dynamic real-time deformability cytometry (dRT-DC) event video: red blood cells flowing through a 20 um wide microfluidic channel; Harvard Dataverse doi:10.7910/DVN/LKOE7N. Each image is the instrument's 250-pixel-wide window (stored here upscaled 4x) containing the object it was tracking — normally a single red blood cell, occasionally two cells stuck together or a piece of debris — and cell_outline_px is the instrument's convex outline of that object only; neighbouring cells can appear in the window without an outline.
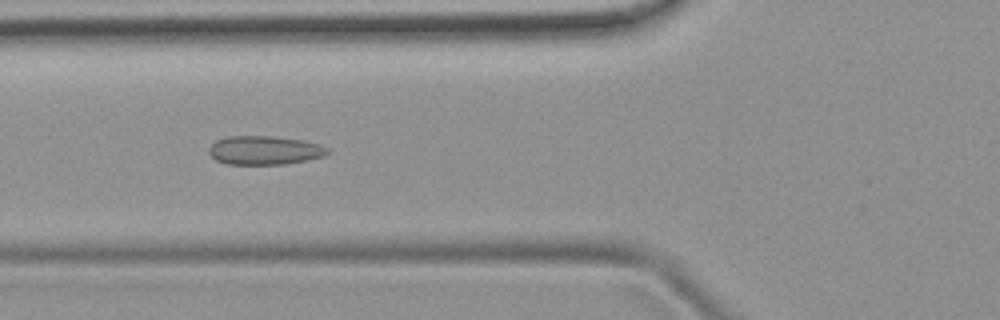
{"species": "common noctule bat (a hibernating species)", "species_latin": "Nyctalus noctula", "temperature_condition": "room temperature", "stored_images_in_passage": 8, "camera_frame_rate_fps": 3000, "um_per_image_px": 0.085, "animal": {"sex": "female", "body_mass_g": 19.9}, "frame": {"image": 1, "passage_image": 6, "time_ms": 6.333, "image_size_px": [1000, 320], "cell_outline_px": [[332, 152], [324, 156], [308, 160], [284, 164], [224, 164], [216, 160], [208, 152], [208, 148], [216, 140], [228, 136], [272, 136], [304, 140], [320, 144], [328, 148]], "centroid_in_image_um": [22.51, 12.77], "position_along_channel_um": 103.3, "area_um2": 20.11}}
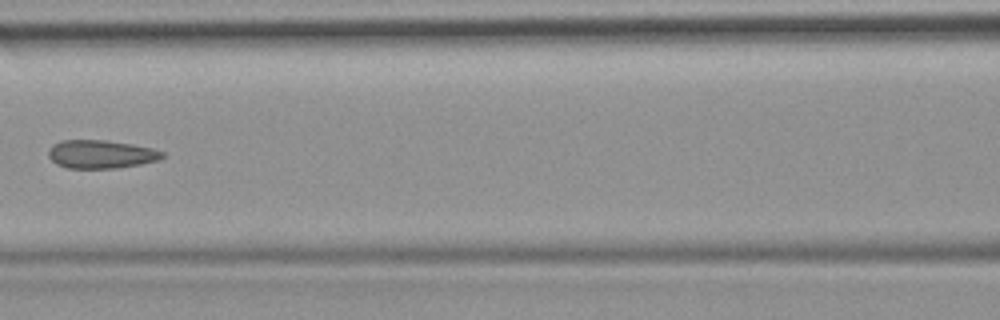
{"frame": {"image": 2, "passage_image": 7, "time_ms": 7.667, "image_size_px": [1000, 320], "cell_outline_px": [[164, 156], [160, 160], [140, 164], [116, 168], [68, 168], [56, 164], [48, 156], [48, 152], [52, 144], [60, 140], [108, 140], [132, 144], [152, 148], [164, 152]], "centroid_in_image_um": [8.58, 13.1], "position_along_channel_um": 158.0, "area_um2": 18.9}}
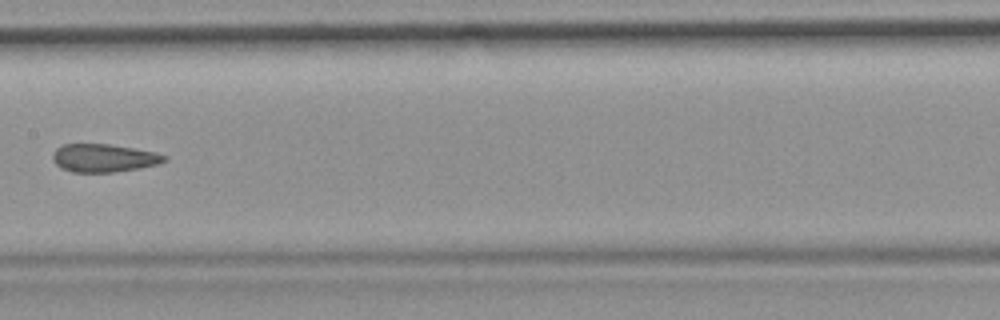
{"frame": {"image": 3, "passage_image": 8, "time_ms": 8.667, "image_size_px": [1000, 320], "cell_outline_px": [[168, 160], [156, 164], [136, 168], [112, 172], [72, 172], [60, 168], [52, 160], [52, 152], [56, 148], [64, 144], [112, 144], [156, 152], [168, 156]], "centroid_in_image_um": [8.79, 13.42], "position_along_channel_um": 198.6, "area_um2": 18.32}}